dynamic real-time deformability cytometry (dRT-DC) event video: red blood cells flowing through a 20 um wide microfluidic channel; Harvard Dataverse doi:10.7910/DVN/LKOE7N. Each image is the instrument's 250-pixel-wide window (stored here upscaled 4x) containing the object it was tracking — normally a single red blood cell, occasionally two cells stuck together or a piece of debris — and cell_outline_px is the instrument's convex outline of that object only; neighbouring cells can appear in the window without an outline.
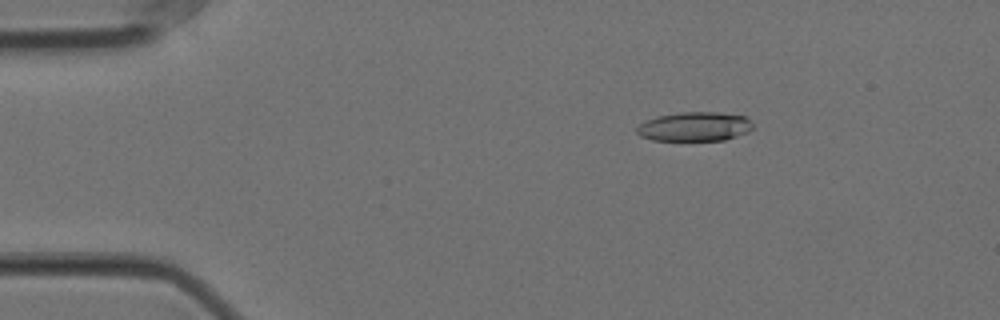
{"species": "Egyptian fruit bat (a non-hibernating species)", "species_latin": "Rousettus aegyptiacus", "temperature_condition": "cold", "stored_images_in_passage": 57, "camera_frame_rate_fps": 3000, "um_per_image_px": 0.085, "animal": {"sex": "female"}, "frame": {"image": 1, "passage_image": 9, "time_ms": 2.667, "image_size_px": [1000, 320], "cell_outline_px": [[752, 128], [748, 132], [724, 140], [652, 140], [640, 136], [636, 132], [636, 128], [640, 124], [656, 116], [680, 112], [716, 112], [744, 116], [752, 124]], "centroid_in_image_um": [59.01, 10.76], "position_along_channel_um": 26.0, "area_um2": 19.59}}
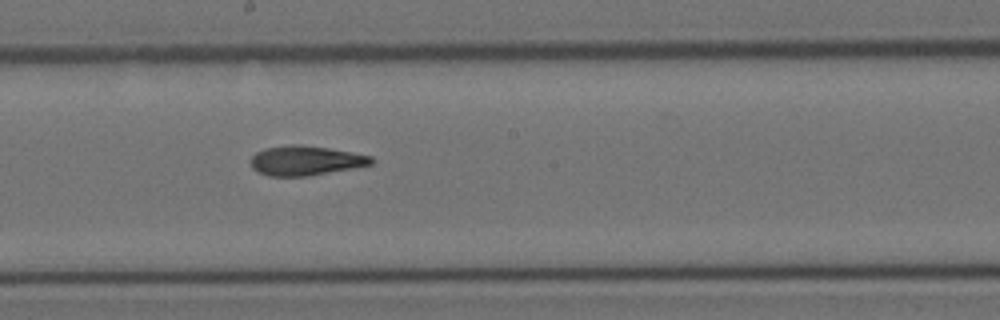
{"frame": {"image": 2, "passage_image": 31, "time_ms": 10.0, "image_size_px": [1000, 320], "cell_outline_px": [[372, 164], [352, 168], [308, 176], [268, 176], [256, 172], [252, 168], [252, 156], [256, 152], [264, 148], [292, 144], [296, 144], [328, 148], [372, 156]], "centroid_in_image_um": [25.93, 13.65], "position_along_channel_um": 222.3, "area_um2": 20.63}}
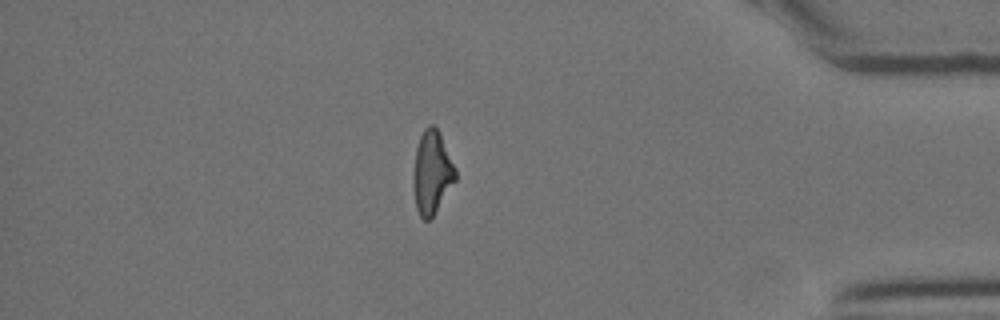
{"frame": {"image": 3, "passage_image": 49, "time_ms": 16.0, "image_size_px": [1000, 320], "cell_outline_px": [[456, 180], [432, 216], [428, 220], [424, 220], [420, 216], [416, 208], [412, 184], [416, 148], [420, 136], [424, 128], [428, 124], [436, 124], [440, 132], [456, 168]], "centroid_in_image_um": [36.71, 14.61], "position_along_channel_um": 398.5, "area_um2": 20.52}, "authors_computed_cell_mechanics": {"area_um2": 20.6346, "velocity_mm_per_s": 3.5459, "shape_relaxation_time_tau1_ms": 7.4546, "shape_relaxation_time_tau2_ms": 2.8724, "deformation_change_tau1": 0.2113, "deformation_change_tau2": 0.1148}}